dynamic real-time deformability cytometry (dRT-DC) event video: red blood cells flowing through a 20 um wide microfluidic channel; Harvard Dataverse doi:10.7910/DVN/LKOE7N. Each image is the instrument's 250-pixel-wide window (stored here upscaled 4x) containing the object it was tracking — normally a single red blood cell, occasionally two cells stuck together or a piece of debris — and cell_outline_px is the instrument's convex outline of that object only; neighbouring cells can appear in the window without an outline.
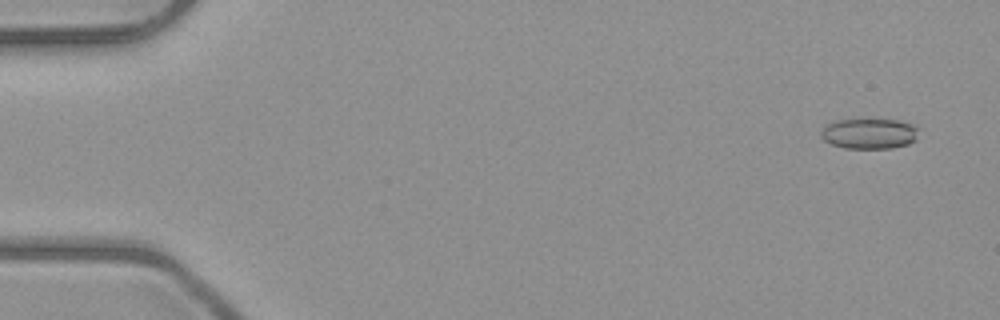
{"species": "common noctule bat (a hibernating species)", "species_latin": "Nyctalus noctula", "temperature_condition": "room temperature", "stored_images_in_passage": 4, "camera_frame_rate_fps": 3000, "um_per_image_px": 0.085, "animal": {"sex": "male", "body_mass_g": 23.1, "forearm_length_mm": 52.7}, "frame": {"image": 1, "passage_image": 1, "time_ms": 0.0, "image_size_px": [1000, 320], "cell_outline_px": [[920, 128], [916, 140], [908, 144], [892, 148], [844, 148], [832, 144], [824, 140], [820, 136], [820, 132], [828, 124], [836, 120], [900, 120], [912, 124]], "centroid_in_image_um": [73.93, 11.36], "position_along_channel_um": 11.1, "area_um2": 17.34}}
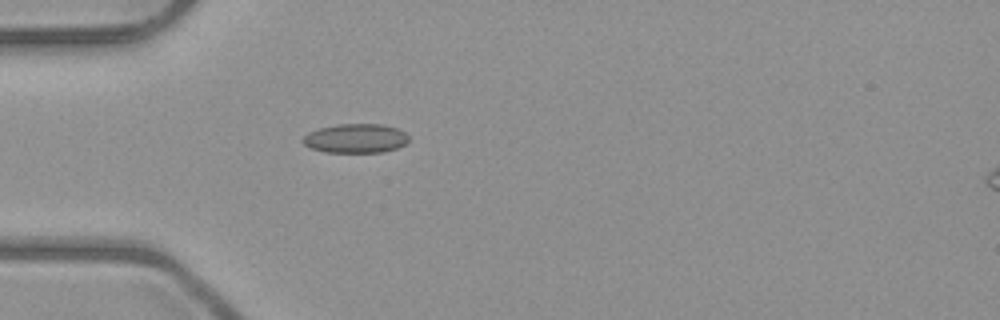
{"frame": {"image": 2, "passage_image": 4, "time_ms": 4.333, "image_size_px": [1000, 320], "cell_outline_px": [[408, 140], [404, 144], [396, 148], [380, 152], [324, 152], [312, 148], [304, 144], [300, 140], [308, 132], [320, 128], [336, 124], [380, 124], [396, 128], [404, 132], [408, 136]], "centroid_in_image_um": [30.19, 11.76], "position_along_channel_um": 54.8, "area_um2": 17.86}}